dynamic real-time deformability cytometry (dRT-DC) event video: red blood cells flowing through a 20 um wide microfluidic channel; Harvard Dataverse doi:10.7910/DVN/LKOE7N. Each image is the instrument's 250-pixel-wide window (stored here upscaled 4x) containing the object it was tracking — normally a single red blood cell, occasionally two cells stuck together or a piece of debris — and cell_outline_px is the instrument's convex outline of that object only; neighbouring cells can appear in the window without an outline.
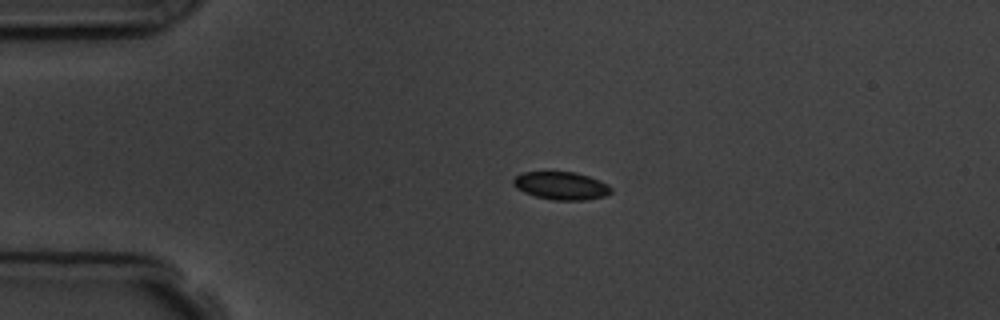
{"species": "common noctule bat (a hibernating species)", "species_latin": "Nyctalus noctula", "temperature_condition": "room temperature", "stored_images_in_passage": 4, "camera_frame_rate_fps": 3000, "um_per_image_px": 0.085, "animal": {"sex": "male", "body_mass_g": 19.5, "forearm_length_mm": 54.6}, "frame": {"image": 1, "passage_image": 2, "time_ms": 2.0, "image_size_px": [1000, 320], "cell_outline_px": [[612, 192], [604, 196], [584, 200], [552, 200], [536, 196], [524, 192], [516, 188], [512, 184], [512, 180], [516, 176], [524, 172], [576, 172], [600, 180], [608, 184], [612, 188]], "centroid_in_image_um": [47.71, 15.78], "position_along_channel_um": 37.3, "area_um2": 15.9}}
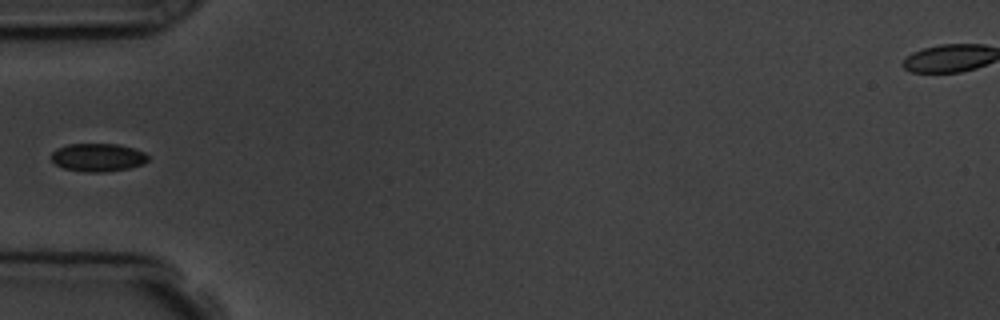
{"frame": {"image": 2, "passage_image": 4, "time_ms": 4.0, "image_size_px": [1000, 320], "cell_outline_px": [[148, 160], [144, 164], [128, 168], [104, 172], [84, 172], [64, 168], [56, 164], [52, 160], [52, 152], [56, 148], [68, 144], [116, 144], [132, 148], [144, 152], [148, 156]], "centroid_in_image_um": [8.31, 13.38], "position_along_channel_um": 76.7, "area_um2": 15.78}}